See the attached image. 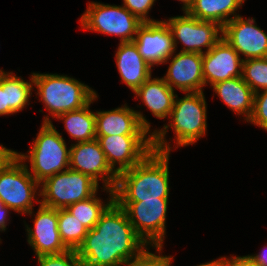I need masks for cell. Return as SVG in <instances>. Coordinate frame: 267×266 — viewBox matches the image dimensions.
Listing matches in <instances>:
<instances>
[{
  "mask_svg": "<svg viewBox=\"0 0 267 266\" xmlns=\"http://www.w3.org/2000/svg\"><path fill=\"white\" fill-rule=\"evenodd\" d=\"M148 248L114 201L88 230L76 253L83 266H128Z\"/></svg>",
  "mask_w": 267,
  "mask_h": 266,
  "instance_id": "cell-1",
  "label": "cell"
},
{
  "mask_svg": "<svg viewBox=\"0 0 267 266\" xmlns=\"http://www.w3.org/2000/svg\"><path fill=\"white\" fill-rule=\"evenodd\" d=\"M183 98L176 95L169 117V124L162 128L153 129V150L170 153L172 149L194 145L206 136L207 131V102L203 92H186ZM171 128L174 138L166 139ZM174 141L175 147L171 146ZM176 144V145H175Z\"/></svg>",
  "mask_w": 267,
  "mask_h": 266,
  "instance_id": "cell-2",
  "label": "cell"
},
{
  "mask_svg": "<svg viewBox=\"0 0 267 266\" xmlns=\"http://www.w3.org/2000/svg\"><path fill=\"white\" fill-rule=\"evenodd\" d=\"M170 153L152 150L139 164L118 174L115 202L169 199Z\"/></svg>",
  "mask_w": 267,
  "mask_h": 266,
  "instance_id": "cell-3",
  "label": "cell"
},
{
  "mask_svg": "<svg viewBox=\"0 0 267 266\" xmlns=\"http://www.w3.org/2000/svg\"><path fill=\"white\" fill-rule=\"evenodd\" d=\"M32 76L33 91L48 111L42 123H52L65 112L83 108L97 95L92 87L68 75L33 72Z\"/></svg>",
  "mask_w": 267,
  "mask_h": 266,
  "instance_id": "cell-4",
  "label": "cell"
},
{
  "mask_svg": "<svg viewBox=\"0 0 267 266\" xmlns=\"http://www.w3.org/2000/svg\"><path fill=\"white\" fill-rule=\"evenodd\" d=\"M61 134L53 123H42L29 151L16 152V156L24 162L29 173L39 184L69 168L70 147H67Z\"/></svg>",
  "mask_w": 267,
  "mask_h": 266,
  "instance_id": "cell-5",
  "label": "cell"
},
{
  "mask_svg": "<svg viewBox=\"0 0 267 266\" xmlns=\"http://www.w3.org/2000/svg\"><path fill=\"white\" fill-rule=\"evenodd\" d=\"M81 15L79 23L83 30L116 36L120 43L133 42L143 23L123 5L96 1H90Z\"/></svg>",
  "mask_w": 267,
  "mask_h": 266,
  "instance_id": "cell-6",
  "label": "cell"
},
{
  "mask_svg": "<svg viewBox=\"0 0 267 266\" xmlns=\"http://www.w3.org/2000/svg\"><path fill=\"white\" fill-rule=\"evenodd\" d=\"M39 198L40 184L15 155L0 171V200L18 214L27 215L40 203Z\"/></svg>",
  "mask_w": 267,
  "mask_h": 266,
  "instance_id": "cell-7",
  "label": "cell"
},
{
  "mask_svg": "<svg viewBox=\"0 0 267 266\" xmlns=\"http://www.w3.org/2000/svg\"><path fill=\"white\" fill-rule=\"evenodd\" d=\"M98 185L89 176L68 168L40 183V204L54 209L86 200L99 191Z\"/></svg>",
  "mask_w": 267,
  "mask_h": 266,
  "instance_id": "cell-8",
  "label": "cell"
},
{
  "mask_svg": "<svg viewBox=\"0 0 267 266\" xmlns=\"http://www.w3.org/2000/svg\"><path fill=\"white\" fill-rule=\"evenodd\" d=\"M169 199L116 202L123 208L136 233L151 247H164Z\"/></svg>",
  "mask_w": 267,
  "mask_h": 266,
  "instance_id": "cell-9",
  "label": "cell"
},
{
  "mask_svg": "<svg viewBox=\"0 0 267 266\" xmlns=\"http://www.w3.org/2000/svg\"><path fill=\"white\" fill-rule=\"evenodd\" d=\"M164 21L172 32L176 52L180 42L183 45L181 52L205 54L223 37V28L220 25L201 21L187 12Z\"/></svg>",
  "mask_w": 267,
  "mask_h": 266,
  "instance_id": "cell-10",
  "label": "cell"
},
{
  "mask_svg": "<svg viewBox=\"0 0 267 266\" xmlns=\"http://www.w3.org/2000/svg\"><path fill=\"white\" fill-rule=\"evenodd\" d=\"M96 139L117 174L139 164L153 150V135H108Z\"/></svg>",
  "mask_w": 267,
  "mask_h": 266,
  "instance_id": "cell-11",
  "label": "cell"
},
{
  "mask_svg": "<svg viewBox=\"0 0 267 266\" xmlns=\"http://www.w3.org/2000/svg\"><path fill=\"white\" fill-rule=\"evenodd\" d=\"M69 168L79 171L103 188L114 190L118 174L110 167L97 139L70 144Z\"/></svg>",
  "mask_w": 267,
  "mask_h": 266,
  "instance_id": "cell-12",
  "label": "cell"
},
{
  "mask_svg": "<svg viewBox=\"0 0 267 266\" xmlns=\"http://www.w3.org/2000/svg\"><path fill=\"white\" fill-rule=\"evenodd\" d=\"M31 211L27 216L33 215V228L25 224L28 245L37 256L61 254L69 250L62 242L58 230V209L44 206L39 203L37 212ZM36 214V215H35Z\"/></svg>",
  "mask_w": 267,
  "mask_h": 266,
  "instance_id": "cell-13",
  "label": "cell"
},
{
  "mask_svg": "<svg viewBox=\"0 0 267 266\" xmlns=\"http://www.w3.org/2000/svg\"><path fill=\"white\" fill-rule=\"evenodd\" d=\"M223 38L242 60L267 57V34L255 21L239 15L223 27Z\"/></svg>",
  "mask_w": 267,
  "mask_h": 266,
  "instance_id": "cell-14",
  "label": "cell"
},
{
  "mask_svg": "<svg viewBox=\"0 0 267 266\" xmlns=\"http://www.w3.org/2000/svg\"><path fill=\"white\" fill-rule=\"evenodd\" d=\"M96 136L152 135L151 123L143 112L126 104L95 112Z\"/></svg>",
  "mask_w": 267,
  "mask_h": 266,
  "instance_id": "cell-15",
  "label": "cell"
},
{
  "mask_svg": "<svg viewBox=\"0 0 267 266\" xmlns=\"http://www.w3.org/2000/svg\"><path fill=\"white\" fill-rule=\"evenodd\" d=\"M175 53L176 51L163 62V64L170 63L162 77L166 84L174 91L179 89L182 93L203 92L205 82L202 54L181 51Z\"/></svg>",
  "mask_w": 267,
  "mask_h": 266,
  "instance_id": "cell-16",
  "label": "cell"
},
{
  "mask_svg": "<svg viewBox=\"0 0 267 266\" xmlns=\"http://www.w3.org/2000/svg\"><path fill=\"white\" fill-rule=\"evenodd\" d=\"M133 42L152 67L162 65L175 52L172 32L164 20L142 23Z\"/></svg>",
  "mask_w": 267,
  "mask_h": 266,
  "instance_id": "cell-17",
  "label": "cell"
},
{
  "mask_svg": "<svg viewBox=\"0 0 267 266\" xmlns=\"http://www.w3.org/2000/svg\"><path fill=\"white\" fill-rule=\"evenodd\" d=\"M242 58L222 37L208 52L202 54L205 87L242 76Z\"/></svg>",
  "mask_w": 267,
  "mask_h": 266,
  "instance_id": "cell-18",
  "label": "cell"
},
{
  "mask_svg": "<svg viewBox=\"0 0 267 266\" xmlns=\"http://www.w3.org/2000/svg\"><path fill=\"white\" fill-rule=\"evenodd\" d=\"M115 52L114 57L121 82L135 92L152 76L154 67L142 58L134 42H119Z\"/></svg>",
  "mask_w": 267,
  "mask_h": 266,
  "instance_id": "cell-19",
  "label": "cell"
},
{
  "mask_svg": "<svg viewBox=\"0 0 267 266\" xmlns=\"http://www.w3.org/2000/svg\"><path fill=\"white\" fill-rule=\"evenodd\" d=\"M134 94L157 119H169L177 94L162 77L151 76Z\"/></svg>",
  "mask_w": 267,
  "mask_h": 266,
  "instance_id": "cell-20",
  "label": "cell"
},
{
  "mask_svg": "<svg viewBox=\"0 0 267 266\" xmlns=\"http://www.w3.org/2000/svg\"><path fill=\"white\" fill-rule=\"evenodd\" d=\"M215 95L236 115L248 121L253 112L254 92L242 76L228 79L211 86Z\"/></svg>",
  "mask_w": 267,
  "mask_h": 266,
  "instance_id": "cell-21",
  "label": "cell"
},
{
  "mask_svg": "<svg viewBox=\"0 0 267 266\" xmlns=\"http://www.w3.org/2000/svg\"><path fill=\"white\" fill-rule=\"evenodd\" d=\"M246 0H193L186 11L192 17L201 21L215 22L222 28L224 25L239 16L237 11Z\"/></svg>",
  "mask_w": 267,
  "mask_h": 266,
  "instance_id": "cell-22",
  "label": "cell"
},
{
  "mask_svg": "<svg viewBox=\"0 0 267 266\" xmlns=\"http://www.w3.org/2000/svg\"><path fill=\"white\" fill-rule=\"evenodd\" d=\"M97 98L98 94L83 108L65 112L55 118L64 123L65 130L77 143L96 139L95 112L90 106L98 100Z\"/></svg>",
  "mask_w": 267,
  "mask_h": 266,
  "instance_id": "cell-23",
  "label": "cell"
},
{
  "mask_svg": "<svg viewBox=\"0 0 267 266\" xmlns=\"http://www.w3.org/2000/svg\"><path fill=\"white\" fill-rule=\"evenodd\" d=\"M11 72L3 71V91L6 98V116L14 115L23 111L27 105H30V98L33 93V76L29 80L22 79Z\"/></svg>",
  "mask_w": 267,
  "mask_h": 266,
  "instance_id": "cell-24",
  "label": "cell"
},
{
  "mask_svg": "<svg viewBox=\"0 0 267 266\" xmlns=\"http://www.w3.org/2000/svg\"><path fill=\"white\" fill-rule=\"evenodd\" d=\"M101 189L107 194L109 193V197L106 200L103 201L100 196L98 197L97 191L92 197L76 202L66 208L88 230L94 228L101 215L114 202V190L103 187Z\"/></svg>",
  "mask_w": 267,
  "mask_h": 266,
  "instance_id": "cell-25",
  "label": "cell"
},
{
  "mask_svg": "<svg viewBox=\"0 0 267 266\" xmlns=\"http://www.w3.org/2000/svg\"><path fill=\"white\" fill-rule=\"evenodd\" d=\"M58 230L63 244L69 250H77L88 233V229L67 209H58Z\"/></svg>",
  "mask_w": 267,
  "mask_h": 266,
  "instance_id": "cell-26",
  "label": "cell"
},
{
  "mask_svg": "<svg viewBox=\"0 0 267 266\" xmlns=\"http://www.w3.org/2000/svg\"><path fill=\"white\" fill-rule=\"evenodd\" d=\"M242 78L254 93L267 89V57L242 61Z\"/></svg>",
  "mask_w": 267,
  "mask_h": 266,
  "instance_id": "cell-27",
  "label": "cell"
},
{
  "mask_svg": "<svg viewBox=\"0 0 267 266\" xmlns=\"http://www.w3.org/2000/svg\"><path fill=\"white\" fill-rule=\"evenodd\" d=\"M36 259L39 266H83L76 250H67L61 254L40 255Z\"/></svg>",
  "mask_w": 267,
  "mask_h": 266,
  "instance_id": "cell-28",
  "label": "cell"
},
{
  "mask_svg": "<svg viewBox=\"0 0 267 266\" xmlns=\"http://www.w3.org/2000/svg\"><path fill=\"white\" fill-rule=\"evenodd\" d=\"M247 123L267 131V89L254 93L253 112Z\"/></svg>",
  "mask_w": 267,
  "mask_h": 266,
  "instance_id": "cell-29",
  "label": "cell"
},
{
  "mask_svg": "<svg viewBox=\"0 0 267 266\" xmlns=\"http://www.w3.org/2000/svg\"><path fill=\"white\" fill-rule=\"evenodd\" d=\"M155 252L150 251V247L128 266H173L174 257L162 255L163 247H152Z\"/></svg>",
  "mask_w": 267,
  "mask_h": 266,
  "instance_id": "cell-30",
  "label": "cell"
},
{
  "mask_svg": "<svg viewBox=\"0 0 267 266\" xmlns=\"http://www.w3.org/2000/svg\"><path fill=\"white\" fill-rule=\"evenodd\" d=\"M156 0H123V6L136 16L141 22H157L153 18H149V11H151Z\"/></svg>",
  "mask_w": 267,
  "mask_h": 266,
  "instance_id": "cell-31",
  "label": "cell"
},
{
  "mask_svg": "<svg viewBox=\"0 0 267 266\" xmlns=\"http://www.w3.org/2000/svg\"><path fill=\"white\" fill-rule=\"evenodd\" d=\"M222 257L223 266H256V264L247 256H233L230 255Z\"/></svg>",
  "mask_w": 267,
  "mask_h": 266,
  "instance_id": "cell-32",
  "label": "cell"
},
{
  "mask_svg": "<svg viewBox=\"0 0 267 266\" xmlns=\"http://www.w3.org/2000/svg\"><path fill=\"white\" fill-rule=\"evenodd\" d=\"M15 150L9 149L0 144V171L10 162V160L16 155Z\"/></svg>",
  "mask_w": 267,
  "mask_h": 266,
  "instance_id": "cell-33",
  "label": "cell"
},
{
  "mask_svg": "<svg viewBox=\"0 0 267 266\" xmlns=\"http://www.w3.org/2000/svg\"><path fill=\"white\" fill-rule=\"evenodd\" d=\"M9 211L12 210L9 207L5 206V204L0 200V232H5L7 230L6 226H8V221L10 220Z\"/></svg>",
  "mask_w": 267,
  "mask_h": 266,
  "instance_id": "cell-34",
  "label": "cell"
},
{
  "mask_svg": "<svg viewBox=\"0 0 267 266\" xmlns=\"http://www.w3.org/2000/svg\"><path fill=\"white\" fill-rule=\"evenodd\" d=\"M247 256L256 264V266H267V244L258 254H248Z\"/></svg>",
  "mask_w": 267,
  "mask_h": 266,
  "instance_id": "cell-35",
  "label": "cell"
},
{
  "mask_svg": "<svg viewBox=\"0 0 267 266\" xmlns=\"http://www.w3.org/2000/svg\"><path fill=\"white\" fill-rule=\"evenodd\" d=\"M6 115V98L3 91V71H0V116Z\"/></svg>",
  "mask_w": 267,
  "mask_h": 266,
  "instance_id": "cell-36",
  "label": "cell"
},
{
  "mask_svg": "<svg viewBox=\"0 0 267 266\" xmlns=\"http://www.w3.org/2000/svg\"><path fill=\"white\" fill-rule=\"evenodd\" d=\"M197 266H223L222 265V256L216 260H212V261H209V262H206V263H201Z\"/></svg>",
  "mask_w": 267,
  "mask_h": 266,
  "instance_id": "cell-37",
  "label": "cell"
},
{
  "mask_svg": "<svg viewBox=\"0 0 267 266\" xmlns=\"http://www.w3.org/2000/svg\"><path fill=\"white\" fill-rule=\"evenodd\" d=\"M177 1L182 3L181 9L183 12H186L189 9V7L191 6L193 0H177Z\"/></svg>",
  "mask_w": 267,
  "mask_h": 266,
  "instance_id": "cell-38",
  "label": "cell"
}]
</instances>
